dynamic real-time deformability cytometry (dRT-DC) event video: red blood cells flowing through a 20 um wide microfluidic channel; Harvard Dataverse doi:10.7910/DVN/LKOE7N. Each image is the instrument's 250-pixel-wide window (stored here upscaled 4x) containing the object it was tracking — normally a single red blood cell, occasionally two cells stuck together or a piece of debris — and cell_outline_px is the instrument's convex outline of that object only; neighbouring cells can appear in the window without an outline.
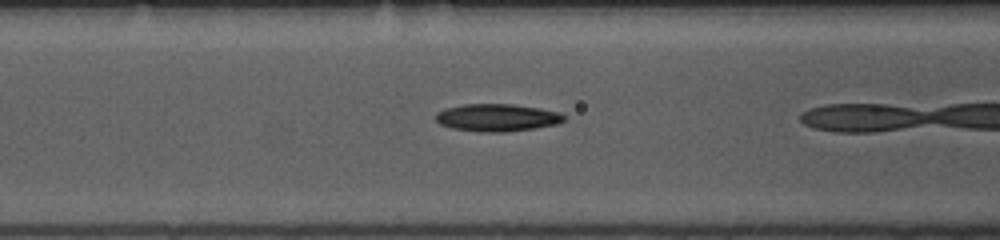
{"species": "common noctule bat (a hibernating species)", "species_latin": "Nyctalus noctula", "temperature_condition": "room temperature", "stored_images_in_passage": 18, "camera_frame_rate_fps": 3000, "um_per_image_px": 0.085, "animal": {"sex": "female", "body_mass_g": 10.0, "forearm_length_mm": 53.1}, "frame": {"image": 1, "passage_image": 17, "time_ms": 5.333, "image_size_px": [1000, 240], "cell_outline_px": [[564, 120], [556, 124], [536, 128], [504, 132], [480, 132], [452, 128], [440, 124], [436, 120], [436, 112], [444, 108], [464, 104], [512, 104], [540, 108], [560, 112], [564, 116]], "centroid_in_image_um": [42.23, 9.99], "position_along_channel_um": 124.4, "area_um2": 20.58}}